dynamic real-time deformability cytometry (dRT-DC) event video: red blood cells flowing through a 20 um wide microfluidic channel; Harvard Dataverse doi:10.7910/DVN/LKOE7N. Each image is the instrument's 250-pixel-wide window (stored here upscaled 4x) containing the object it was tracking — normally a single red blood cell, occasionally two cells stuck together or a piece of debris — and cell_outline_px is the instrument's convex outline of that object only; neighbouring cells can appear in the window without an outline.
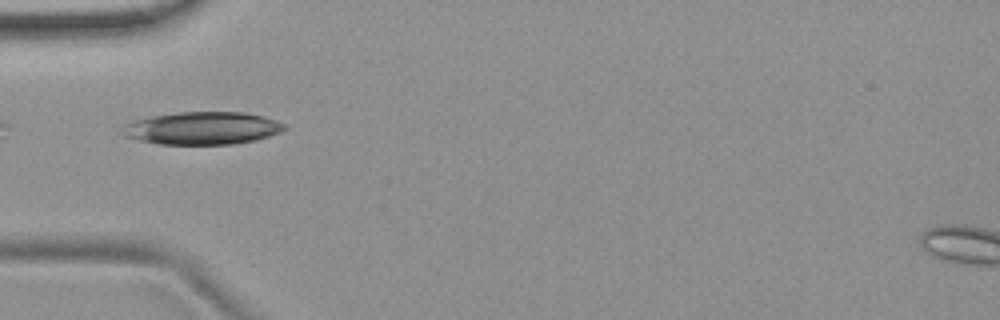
{"species": "common noctule bat (a hibernating species)", "species_latin": "Nyctalus noctula", "temperature_condition": "room temperature", "stored_images_in_passage": 4, "camera_frame_rate_fps": 3000, "um_per_image_px": 0.085, "animal": {"sex": "female", "body_mass_g": 19.9}, "frame": {"image": 1, "passage_image": 1, "time_ms": 0.0, "image_size_px": [1000, 320], "cell_outline_px": [[288, 128], [280, 132], [256, 140], [232, 144], [160, 144], [140, 140], [124, 136], [124, 124], [132, 120], [152, 116], [180, 112], [244, 112], [264, 116], [276, 120], [284, 124]], "centroid_in_image_um": [17.23, 10.89], "position_along_channel_um": 67.8, "area_um2": 30.75}}
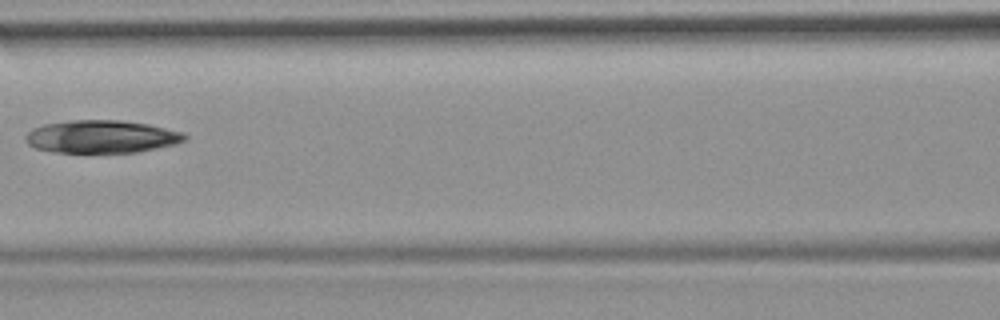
{"frame": {"image": 2, "passage_image": 3, "time_ms": 2.333, "image_size_px": [1000, 320], "cell_outline_px": [[188, 136], [184, 140], [172, 144], [136, 152], [52, 152], [36, 148], [28, 144], [24, 136], [32, 128], [44, 124], [72, 120], [120, 120], [148, 124], [184, 132]], "centroid_in_image_um": [8.59, 11.6], "position_along_channel_um": 158.0, "area_um2": 30.17}}
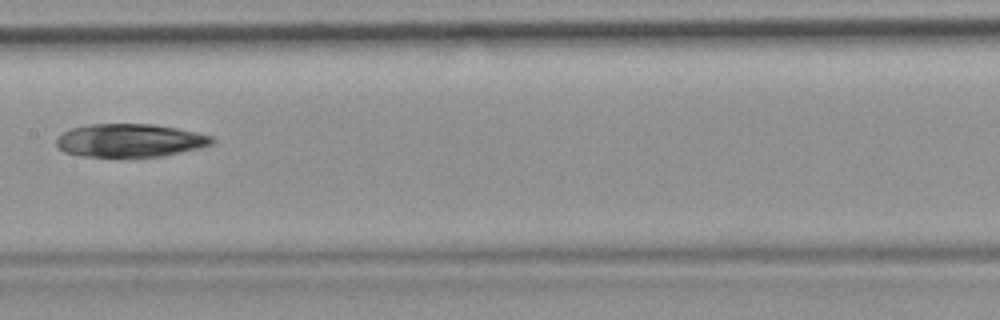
{"frame": {"image": 3, "passage_image": 4, "time_ms": 3.333, "image_size_px": [1000, 320], "cell_outline_px": [[216, 140], [212, 144], [200, 148], [160, 156], [80, 156], [64, 152], [56, 144], [56, 140], [64, 132], [72, 128], [88, 124], [156, 124], [196, 132], [212, 136]], "centroid_in_image_um": [11.06, 11.93], "position_along_channel_um": 196.3, "area_um2": 29.88}}